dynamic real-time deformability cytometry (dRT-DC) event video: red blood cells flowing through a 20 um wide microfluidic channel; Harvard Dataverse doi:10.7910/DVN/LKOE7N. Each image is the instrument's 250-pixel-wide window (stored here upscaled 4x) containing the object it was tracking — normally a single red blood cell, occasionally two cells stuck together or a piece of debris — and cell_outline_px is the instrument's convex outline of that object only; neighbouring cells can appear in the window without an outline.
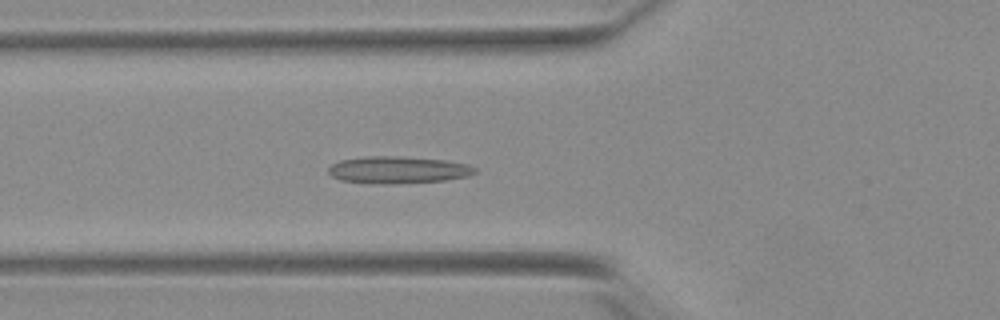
{"species": "Egyptian fruit bat (a non-hibernating species)", "species_latin": "Rousettus aegyptiacus", "temperature_condition": "warm", "stored_images_in_passage": 53, "camera_frame_rate_fps": 3000, "um_per_image_px": 0.085, "animal": {"sex": "female"}, "frame": {"image": 1, "passage_image": 20, "time_ms": 6.333, "image_size_px": [1000, 320], "cell_outline_px": [[476, 172], [468, 176], [444, 180], [392, 184], [372, 184], [340, 180], [332, 176], [328, 172], [328, 168], [332, 164], [340, 160], [364, 156], [400, 156], [444, 160], [468, 164], [476, 168]], "centroid_in_image_um": [33.8, 14.44], "position_along_channel_um": 92.0, "area_um2": 23.24}}
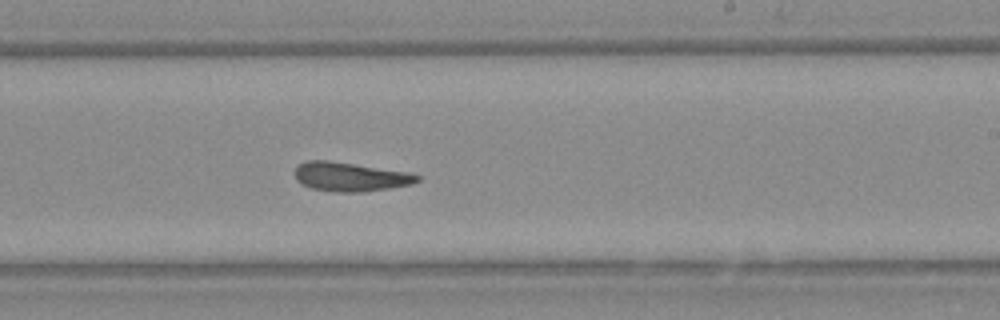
{"frame": {"image": 2, "passage_image": 33, "time_ms": 10.667, "image_size_px": [1000, 320], "cell_outline_px": [[420, 180], [412, 184], [364, 192], [332, 192], [312, 188], [296, 180], [296, 168], [300, 164], [308, 160], [328, 160], [408, 172], [420, 176]], "centroid_in_image_um": [29.78, 15.03], "position_along_channel_um": 259.2, "area_um2": 20.52}}
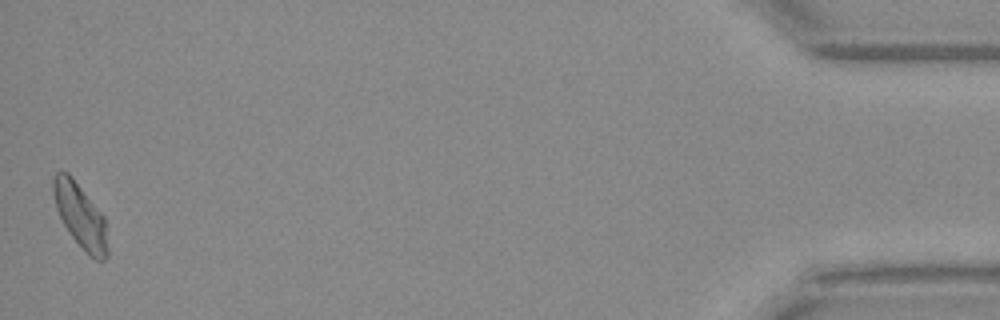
{"frame": {"image": 3, "passage_image": 53, "time_ms": 17.333, "image_size_px": [1000, 320], "cell_outline_px": [[108, 256], [104, 260], [96, 260], [72, 236], [64, 224], [56, 208], [52, 192], [52, 180], [56, 172], [68, 172], [72, 176], [104, 216], [108, 248]], "centroid_in_image_um": [6.82, 18.3], "position_along_channel_um": 428.4, "area_um2": 20.0}, "authors_computed_cell_mechanics": {"area_um2": 20.808, "velocity_mm_per_s": 3.8627, "shape_relaxation_time_tau1_ms": 10.7137, "shape_relaxation_time_tau2_ms": 3.3401, "deformation_change_tau1": 0.2336, "deformation_change_tau2": 0.1257}}